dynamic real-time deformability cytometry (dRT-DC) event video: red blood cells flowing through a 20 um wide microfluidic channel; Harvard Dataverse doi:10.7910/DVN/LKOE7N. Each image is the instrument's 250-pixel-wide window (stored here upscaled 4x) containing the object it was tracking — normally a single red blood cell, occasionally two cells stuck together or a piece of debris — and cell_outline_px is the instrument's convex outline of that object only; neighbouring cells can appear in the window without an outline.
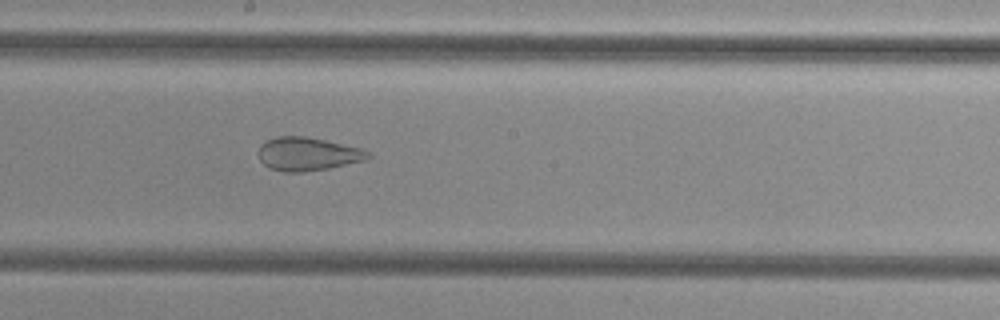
{"species": "common noctule bat (a hibernating species)", "species_latin": "Nyctalus noctula", "temperature_condition": "cold", "stored_images_in_passage": 42, "camera_frame_rate_fps": 3000, "um_per_image_px": 0.085, "animal": {"sex": "female", "body_mass_g": 29.2, "forearm_length_mm": 56.3}, "frame": {"image": 1, "passage_image": 26, "time_ms": 8.333, "image_size_px": [1000, 320], "cell_outline_px": [[372, 156], [368, 160], [328, 168], [300, 172], [284, 172], [268, 168], [260, 160], [256, 152], [260, 144], [276, 136], [304, 136], [324, 140], [360, 148], [368, 152]], "centroid_in_image_um": [26.11, 13.09], "position_along_channel_um": 222.1, "area_um2": 21.39}}
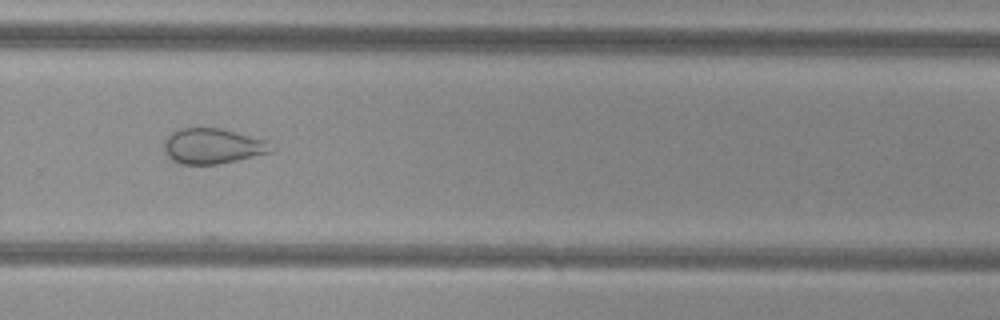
{"frame": {"image": 2, "passage_image": 33, "time_ms": 10.667, "image_size_px": [1000, 320], "cell_outline_px": [[276, 148], [272, 152], [236, 160], [216, 164], [180, 164], [172, 160], [168, 156], [164, 148], [164, 144], [168, 136], [172, 132], [180, 128], [220, 128], [268, 140]], "centroid_in_image_um": [18.12, 12.41], "position_along_channel_um": 311.7, "area_um2": 22.08}}
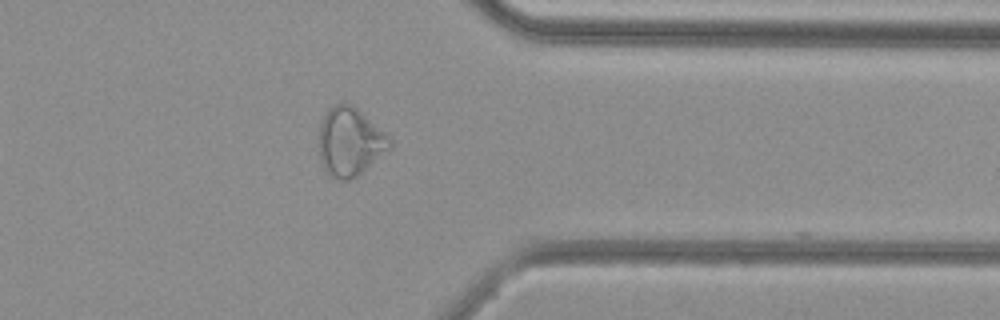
{"frame": {"image": 3, "passage_image": 39, "time_ms": 12.667, "image_size_px": [1000, 320], "cell_outline_px": [[392, 148], [356, 176], [348, 180], [336, 180], [328, 176], [324, 172], [320, 160], [320, 124], [324, 116], [332, 104], [352, 104], [384, 132], [392, 140]], "centroid_in_image_um": [29.74, 12.08], "position_along_channel_um": 381.7, "area_um2": 28.15}}